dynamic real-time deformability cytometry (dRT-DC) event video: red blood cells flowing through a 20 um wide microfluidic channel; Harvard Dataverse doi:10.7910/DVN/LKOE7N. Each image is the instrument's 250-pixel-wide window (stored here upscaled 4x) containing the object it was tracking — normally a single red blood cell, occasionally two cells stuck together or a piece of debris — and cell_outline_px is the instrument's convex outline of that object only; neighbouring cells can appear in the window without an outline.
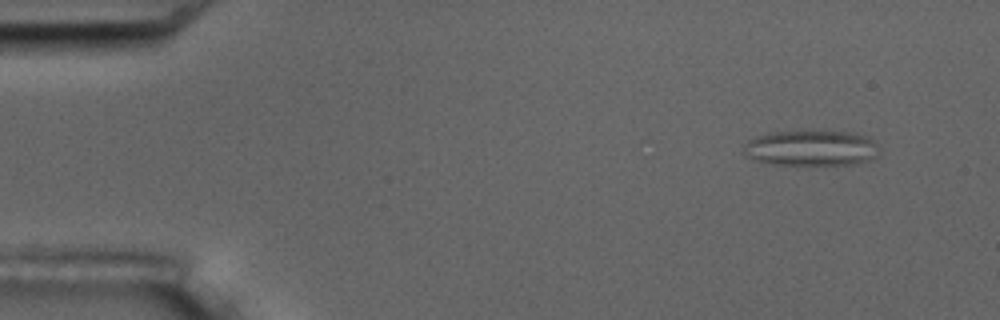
{"species": "common noctule bat (a hibernating species)", "species_latin": "Nyctalus noctula", "temperature_condition": "room temperature", "stored_images_in_passage": 6, "camera_frame_rate_fps": 3000, "um_per_image_px": 0.085, "animal": {"sex": "male", "body_mass_g": 17.5, "forearm_length_mm": 52.3}, "frame": {"image": 1, "passage_image": 2, "time_ms": 1.0, "image_size_px": [1000, 320], "cell_outline_px": [[880, 148], [876, 156], [872, 160], [852, 164], [772, 164], [752, 160], [744, 156], [744, 144], [748, 140], [756, 136], [772, 132], [812, 128], [820, 128], [856, 132], [868, 136], [880, 144]], "centroid_in_image_um": [68.99, 12.52], "position_along_channel_um": 16.0, "area_um2": 29.59}}
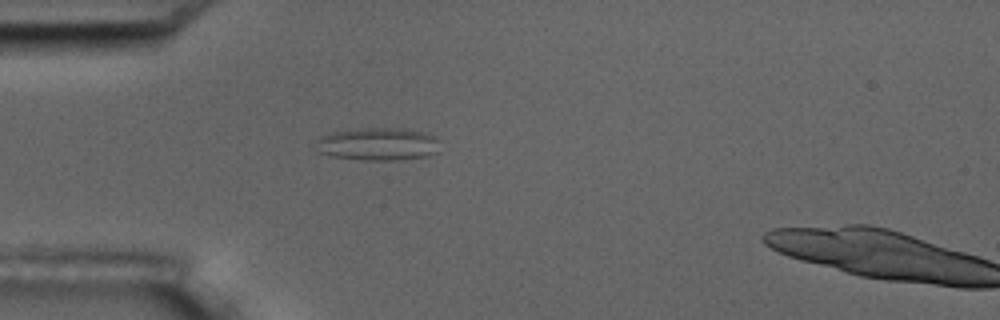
{"frame": {"image": 2, "passage_image": 5, "time_ms": 4.667, "image_size_px": [1000, 320], "cell_outline_px": [[440, 152], [428, 156], [400, 160], [360, 160], [328, 156], [316, 152], [316, 140], [320, 136], [328, 132], [368, 128], [408, 128], [428, 132], [436, 136], [440, 140]], "centroid_in_image_um": [32.17, 12.25], "position_along_channel_um": 52.8, "area_um2": 24.62}}